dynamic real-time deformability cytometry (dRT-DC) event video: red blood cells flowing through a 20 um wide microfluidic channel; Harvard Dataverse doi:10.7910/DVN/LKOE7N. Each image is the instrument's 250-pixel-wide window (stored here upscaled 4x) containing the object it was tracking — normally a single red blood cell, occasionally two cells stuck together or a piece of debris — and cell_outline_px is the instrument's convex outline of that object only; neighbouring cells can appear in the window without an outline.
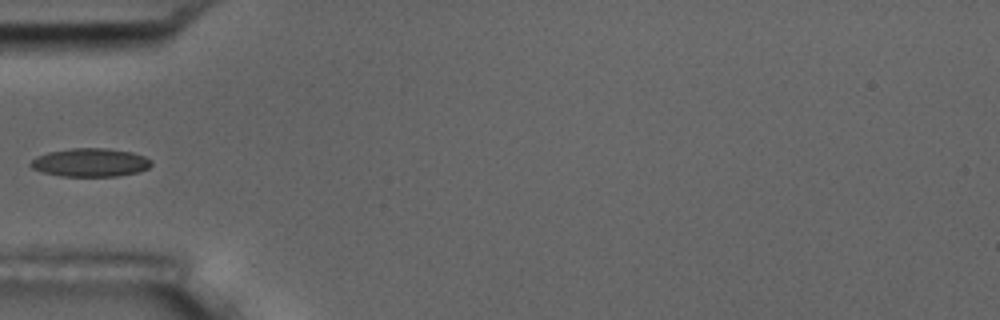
{"species": "common noctule bat (a hibernating species)", "species_latin": "Nyctalus noctula", "temperature_condition": "room temperature", "stored_images_in_passage": 5, "camera_frame_rate_fps": 3000, "um_per_image_px": 0.085, "animal": {"sex": "male", "body_mass_g": 17.5, "forearm_length_mm": 52.3}, "frame": {"image": 1, "passage_image": 5, "time_ms": 5.333, "image_size_px": [1000, 320], "cell_outline_px": [[152, 164], [148, 168], [136, 172], [116, 176], [60, 176], [44, 172], [32, 168], [28, 164], [36, 156], [48, 152], [72, 148], [108, 148], [132, 152], [144, 156], [152, 160]], "centroid_in_image_um": [7.67, 13.8], "position_along_channel_um": 77.3, "area_um2": 19.94}}